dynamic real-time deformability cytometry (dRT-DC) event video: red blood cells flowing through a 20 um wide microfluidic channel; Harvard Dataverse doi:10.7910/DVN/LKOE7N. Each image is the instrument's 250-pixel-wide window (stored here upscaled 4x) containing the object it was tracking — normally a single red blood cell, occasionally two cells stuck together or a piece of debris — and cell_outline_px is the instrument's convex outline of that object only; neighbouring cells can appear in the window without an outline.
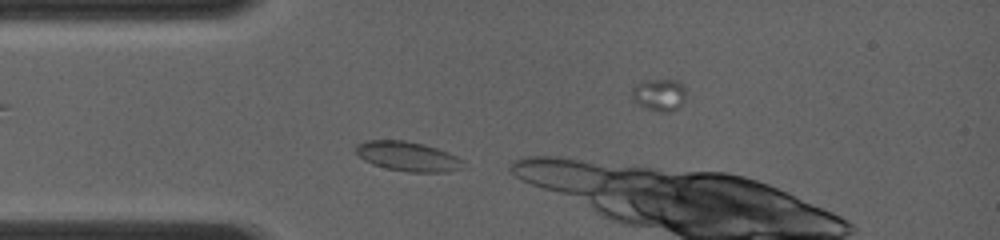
{"species": "common noctule bat (a hibernating species)", "species_latin": "Nyctalus noctula", "temperature_condition": "room temperature", "stored_images_in_passage": 16, "camera_frame_rate_fps": 4000, "um_per_image_px": 0.085, "animal": {"sex": "female", "body_mass_g": 19.0, "forearm_length_mm": 56.7}, "frame": {"image": 1, "passage_image": 10, "time_ms": 1.5, "image_size_px": [1000, 240], "cell_outline_px": [[464, 160], [460, 168], [444, 172], [408, 172], [388, 168], [372, 164], [364, 160], [356, 152], [356, 144], [364, 140], [404, 140], [424, 144], [436, 148], [456, 156]], "centroid_in_image_um": [34.62, 13.28], "position_along_channel_um": 50.4, "area_um2": 18.32}}